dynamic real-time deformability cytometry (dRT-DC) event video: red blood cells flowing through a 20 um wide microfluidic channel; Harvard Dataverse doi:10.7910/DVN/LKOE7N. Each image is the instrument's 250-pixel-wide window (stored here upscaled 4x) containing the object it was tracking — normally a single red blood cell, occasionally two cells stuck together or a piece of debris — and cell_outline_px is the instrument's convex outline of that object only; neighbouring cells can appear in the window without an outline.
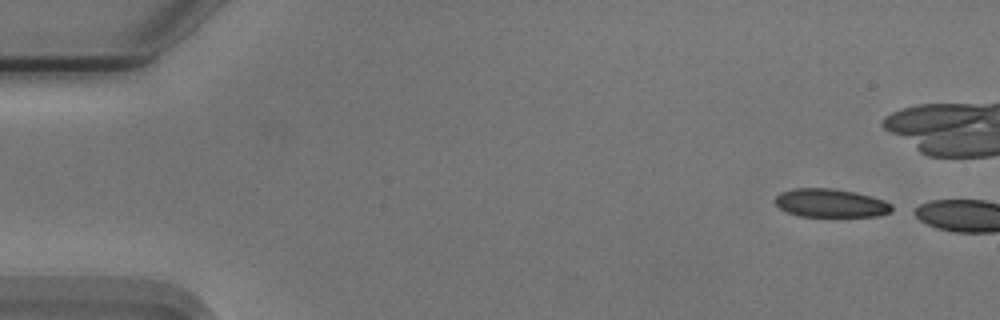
{"species": "Egyptian fruit bat (a non-hibernating species)", "species_latin": "Rousettus aegyptiacus", "temperature_condition": "cold", "stored_images_in_passage": 3, "camera_frame_rate_fps": 3000, "um_per_image_px": 0.085, "animal": {"sex": "male"}, "frame": {"image": 1, "passage_image": 1, "time_ms": 0.0, "image_size_px": [1000, 320], "cell_outline_px": [[892, 212], [876, 216], [800, 216], [788, 212], [780, 208], [772, 200], [780, 192], [792, 188], [832, 188], [856, 192], [872, 196], [884, 200], [892, 204]], "centroid_in_image_um": [70.59, 17.25], "position_along_channel_um": 14.4, "area_um2": 19.48}}